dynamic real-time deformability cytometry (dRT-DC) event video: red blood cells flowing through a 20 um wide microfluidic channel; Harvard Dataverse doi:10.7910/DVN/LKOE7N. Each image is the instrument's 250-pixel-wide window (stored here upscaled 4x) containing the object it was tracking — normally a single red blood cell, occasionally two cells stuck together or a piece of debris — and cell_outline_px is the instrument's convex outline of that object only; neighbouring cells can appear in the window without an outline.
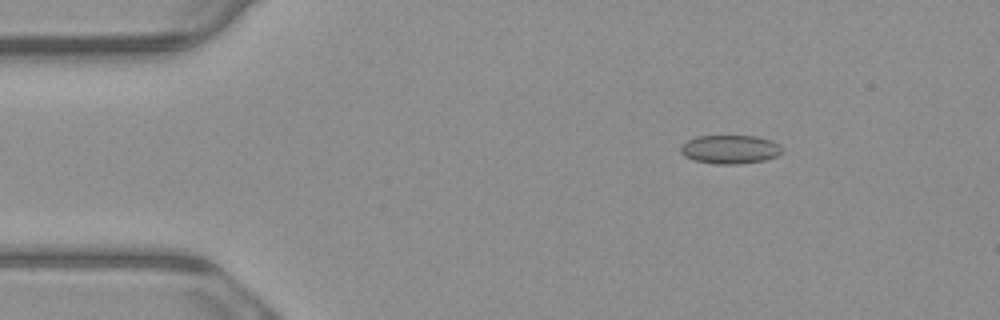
{"species": "common noctule bat (a hibernating species)", "species_latin": "Nyctalus noctula", "temperature_condition": "warm", "stored_images_in_passage": 6, "camera_frame_rate_fps": 3000, "um_per_image_px": 0.085, "animal": {"sex": "male", "body_mass_g": 23.1, "forearm_length_mm": 52.7}, "frame": {"image": 1, "passage_image": 3, "time_ms": 0.667, "image_size_px": [1000, 320], "cell_outline_px": [[784, 152], [776, 156], [764, 160], [740, 164], [716, 164], [692, 160], [684, 156], [680, 152], [680, 148], [688, 140], [696, 136], [756, 136], [772, 140], [780, 144], [784, 148]], "centroid_in_image_um": [62.09, 12.7], "position_along_channel_um": 22.9, "area_um2": 17.17}}